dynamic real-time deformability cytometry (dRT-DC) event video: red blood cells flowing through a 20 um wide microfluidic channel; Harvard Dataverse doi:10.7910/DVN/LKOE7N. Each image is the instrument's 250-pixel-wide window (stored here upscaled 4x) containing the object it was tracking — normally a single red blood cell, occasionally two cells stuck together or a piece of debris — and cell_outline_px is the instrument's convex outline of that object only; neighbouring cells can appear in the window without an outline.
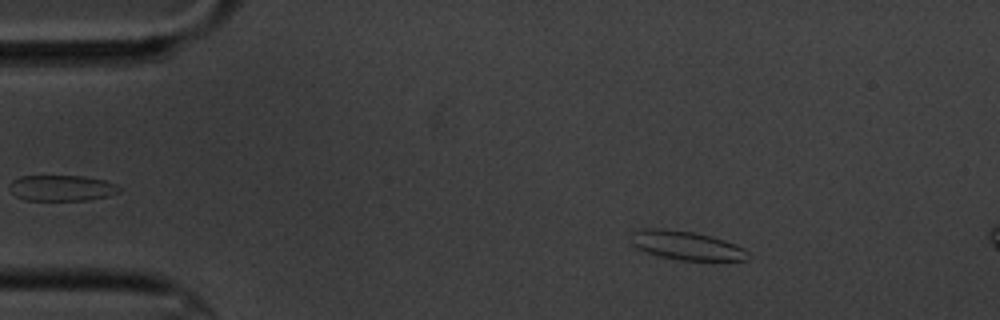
{"species": "common noctule bat (a hibernating species)", "species_latin": "Nyctalus noctula", "temperature_condition": "cold", "stored_images_in_passage": 4, "camera_frame_rate_fps": 3000, "um_per_image_px": 0.085, "animal": {"sex": "male", "body_mass_g": 20.1, "forearm_length_mm": 53.5}, "frame": {"image": 1, "passage_image": 2, "time_ms": 1.333, "image_size_px": [1000, 320], "cell_outline_px": [[748, 260], [680, 260], [660, 256], [636, 248], [632, 244], [632, 232], [644, 228], [664, 228], [692, 232], [712, 236], [736, 244], [744, 248], [748, 252]], "centroid_in_image_um": [58.35, 20.85], "position_along_channel_um": 26.7, "area_um2": 19.54}}